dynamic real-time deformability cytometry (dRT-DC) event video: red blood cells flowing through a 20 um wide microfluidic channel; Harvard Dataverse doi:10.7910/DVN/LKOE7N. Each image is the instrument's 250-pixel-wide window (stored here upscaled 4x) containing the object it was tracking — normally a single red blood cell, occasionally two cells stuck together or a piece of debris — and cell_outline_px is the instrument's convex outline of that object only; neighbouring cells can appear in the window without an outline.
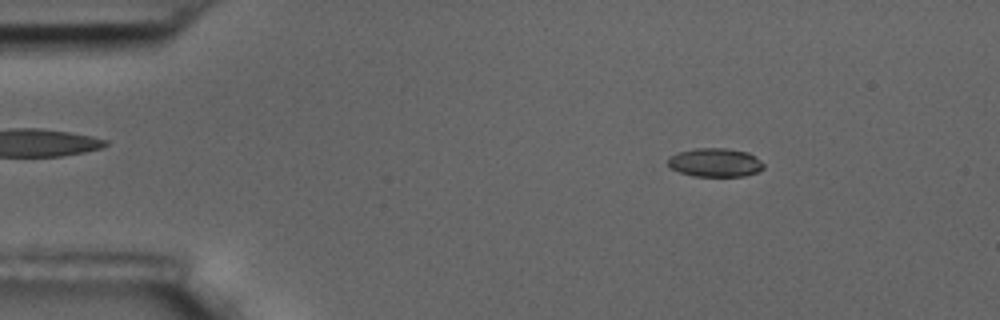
{"species": "common noctule bat (a hibernating species)", "species_latin": "Nyctalus noctula", "temperature_condition": "room temperature", "stored_images_in_passage": 57, "camera_frame_rate_fps": 3000, "um_per_image_px": 0.085, "animal": {"sex": "male", "body_mass_g": 17.5, "forearm_length_mm": 52.3}, "frame": {"image": 1, "passage_image": 8, "time_ms": 2.333, "image_size_px": [1000, 320], "cell_outline_px": [[764, 168], [760, 172], [744, 176], [692, 176], [668, 168], [668, 156], [680, 152], [696, 148], [724, 148], [748, 152], [760, 160], [764, 164]], "centroid_in_image_um": [60.79, 13.82], "position_along_channel_um": 24.2, "area_um2": 16.13}}
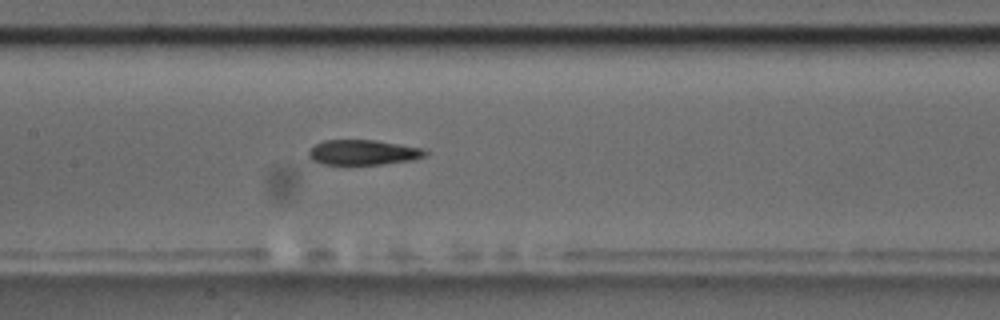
{"frame": {"image": 2, "passage_image": 27, "time_ms": 8.667, "image_size_px": [1000, 320], "cell_outline_px": [[428, 156], [412, 160], [384, 164], [324, 164], [312, 160], [308, 156], [308, 152], [316, 144], [324, 140], [372, 140], [400, 144], [424, 148], [428, 152]], "centroid_in_image_um": [30.92, 12.95], "position_along_channel_um": 176.5, "area_um2": 17.05}}
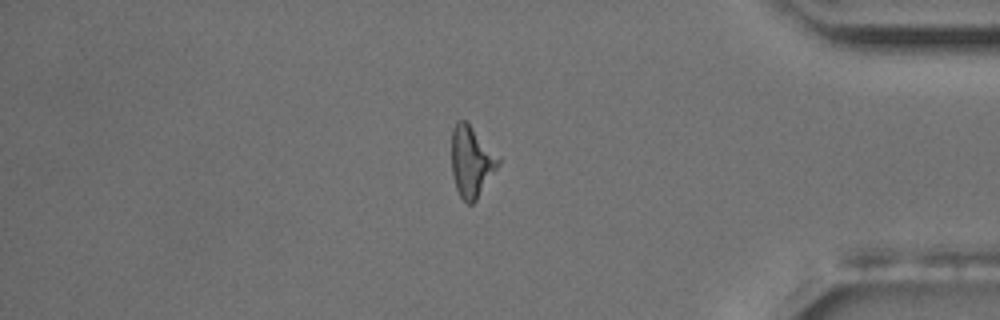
{"frame": {"image": 3, "passage_image": 48, "time_ms": 15.667, "image_size_px": [1000, 320], "cell_outline_px": [[500, 164], [476, 200], [472, 204], [468, 204], [460, 196], [456, 188], [452, 172], [452, 128], [460, 120], [464, 120], [500, 156]], "centroid_in_image_um": [40.08, 13.75], "position_along_channel_um": 395.1, "area_um2": 19.07}, "authors_computed_cell_mechanics": {"area_um2": 17.918, "velocity_mm_per_s": 3.5365, "shape_relaxation_time_tau1_ms": 4.7287, "shape_relaxation_time_tau2_ms": 8.7982, "deformation_change_tau1": 0.0722, "deformation_change_tau2": 0.2685}}